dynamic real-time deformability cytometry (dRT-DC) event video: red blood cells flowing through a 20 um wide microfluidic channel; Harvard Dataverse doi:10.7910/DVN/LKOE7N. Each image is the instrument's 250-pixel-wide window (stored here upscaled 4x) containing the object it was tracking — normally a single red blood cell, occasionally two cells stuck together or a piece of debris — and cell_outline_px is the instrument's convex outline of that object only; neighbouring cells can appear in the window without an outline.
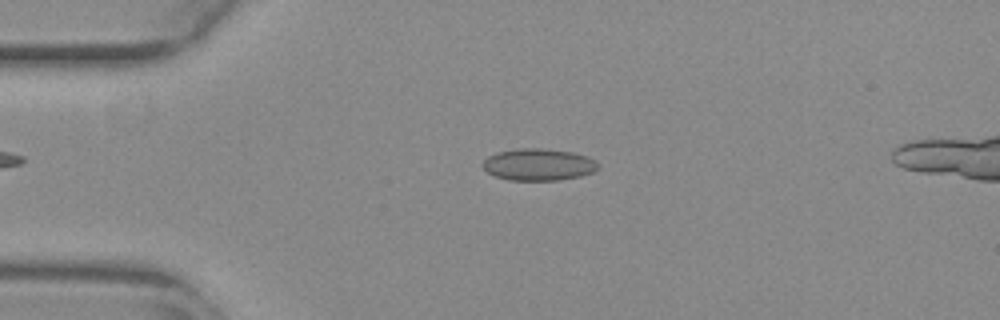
{"species": "common noctule bat (a hibernating species)", "species_latin": "Nyctalus noctula", "temperature_condition": "warm", "stored_images_in_passage": 50, "camera_frame_rate_fps": 3000, "um_per_image_px": 0.085, "animal": {"sex": "female", "body_mass_g": 29.2, "forearm_length_mm": 56.3}, "frame": {"image": 1, "passage_image": 9, "time_ms": 2.667, "image_size_px": [1000, 320], "cell_outline_px": [[596, 168], [592, 172], [580, 176], [556, 180], [508, 180], [496, 176], [488, 172], [480, 164], [488, 156], [496, 152], [520, 148], [540, 148], [572, 152], [588, 156], [596, 160]], "centroid_in_image_um": [45.73, 13.98], "position_along_channel_um": 39.3, "area_um2": 21.33}}
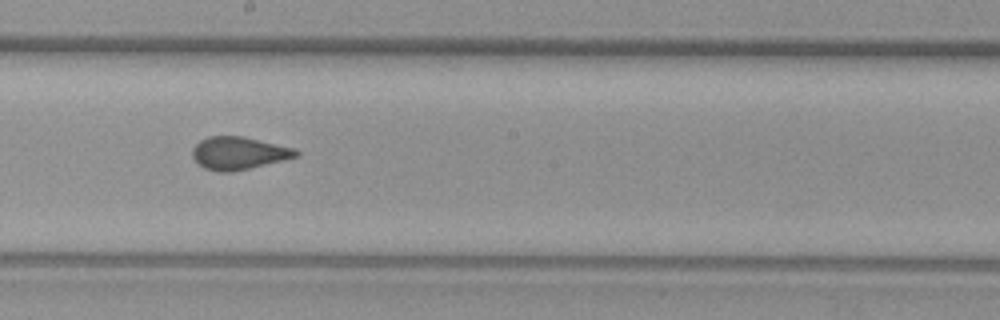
{"frame": {"image": 2, "passage_image": 26, "time_ms": 8.333, "image_size_px": [1000, 320], "cell_outline_px": [[300, 152], [296, 156], [284, 160], [248, 168], [228, 172], [220, 172], [204, 168], [192, 156], [192, 148], [200, 140], [208, 136], [244, 136], [296, 148]], "centroid_in_image_um": [20.29, 13.0], "position_along_channel_um": 227.9, "area_um2": 19.65}}
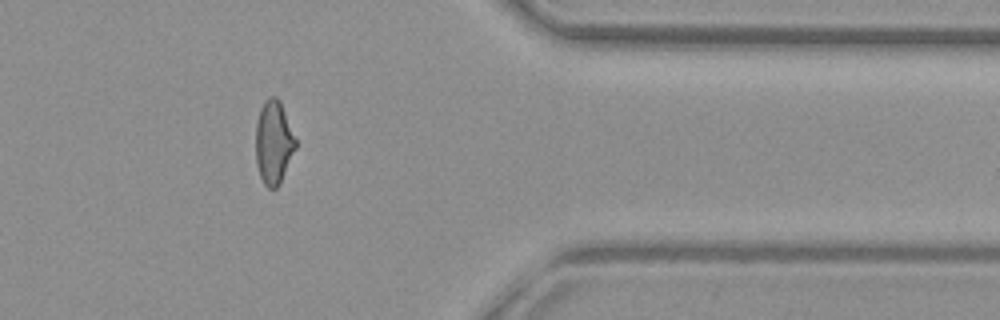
{"frame": {"image": 3, "passage_image": 40, "time_ms": 13.0, "image_size_px": [1000, 320], "cell_outline_px": [[296, 148], [280, 184], [276, 188], [268, 188], [264, 184], [260, 176], [256, 164], [256, 124], [260, 108], [264, 100], [268, 96], [276, 96], [280, 100], [296, 140]], "centroid_in_image_um": [23.25, 12.09], "position_along_channel_um": 388.1, "area_um2": 19.48}, "authors_computed_cell_mechanics": {"area_um2": 19.7965, "velocity_mm_per_s": 3.8501, "shape_relaxation_time_tau1_ms": null, "shape_relaxation_time_tau2_ms": 0.7974, "deformation_change_tau1": null, "deformation_change_tau2": 0.0799}}